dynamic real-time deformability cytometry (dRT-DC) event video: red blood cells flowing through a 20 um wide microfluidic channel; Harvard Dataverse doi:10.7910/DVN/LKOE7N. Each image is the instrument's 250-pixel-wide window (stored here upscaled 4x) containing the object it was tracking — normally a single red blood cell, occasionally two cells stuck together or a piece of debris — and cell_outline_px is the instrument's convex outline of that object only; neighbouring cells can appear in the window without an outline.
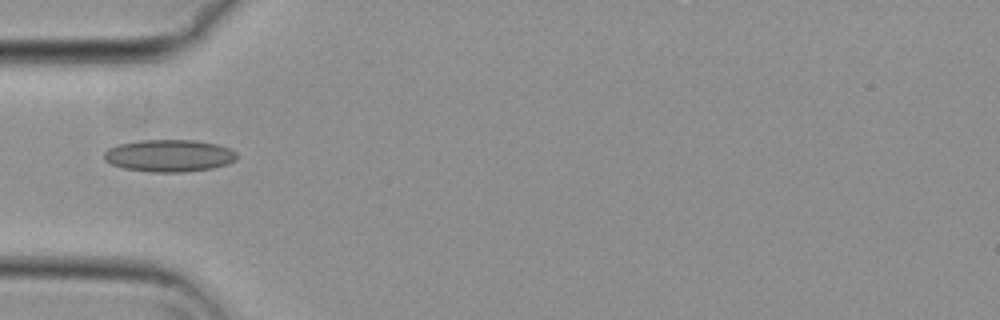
{"species": "common noctule bat (a hibernating species)", "species_latin": "Nyctalus noctula", "temperature_condition": "cold", "stored_images_in_passage": 38, "camera_frame_rate_fps": 3000, "um_per_image_px": 0.085, "animal": {"sex": "female", "body_mass_g": 29.2, "forearm_length_mm": 56.3}, "frame": {"image": 1, "passage_image": 1, "time_ms": 0.0, "image_size_px": [1000, 320], "cell_outline_px": [[236, 160], [228, 164], [212, 168], [184, 172], [152, 172], [124, 168], [112, 164], [104, 160], [104, 152], [108, 148], [116, 144], [140, 140], [196, 140], [220, 144], [236, 152]], "centroid_in_image_um": [14.38, 13.22], "position_along_channel_um": 70.6, "area_um2": 25.09}}
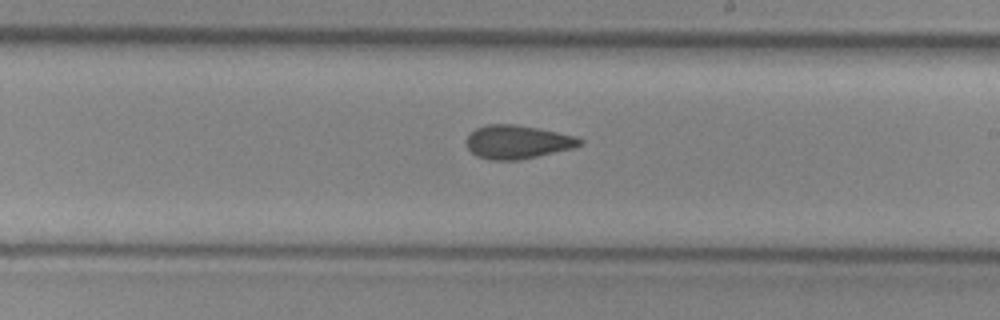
{"frame": {"image": 2, "passage_image": 15, "time_ms": 4.667, "image_size_px": [1000, 320], "cell_outline_px": [[584, 144], [572, 148], [520, 160], [492, 160], [476, 156], [468, 148], [468, 136], [476, 128], [488, 124], [512, 124], [536, 128], [576, 136], [584, 140]], "centroid_in_image_um": [44.01, 12.07], "position_along_channel_um": 245.0, "area_um2": 21.91}}
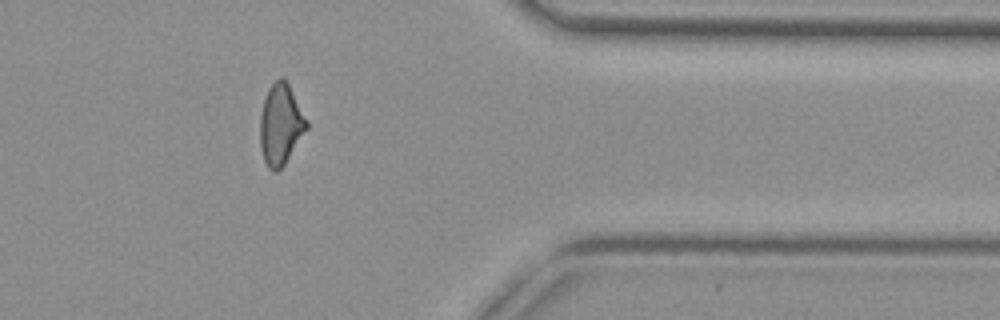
{"frame": {"image": 3, "passage_image": 28, "time_ms": 9.0, "image_size_px": [1000, 320], "cell_outline_px": [[308, 128], [284, 164], [276, 172], [272, 172], [268, 168], [264, 160], [260, 148], [260, 116], [264, 100], [268, 88], [280, 76], [288, 84], [308, 120]], "centroid_in_image_um": [23.85, 10.6], "position_along_channel_um": 387.6, "area_um2": 21.79}, "authors_computed_cell_mechanics": {"area_um2": 21.9351, "velocity_mm_per_s": 3.7293, "shape_relaxation_time_tau1_ms": 9.0049, "shape_relaxation_time_tau2_ms": 2.3873, "deformation_change_tau1": 0.1791, "deformation_change_tau2": 0.0826}}